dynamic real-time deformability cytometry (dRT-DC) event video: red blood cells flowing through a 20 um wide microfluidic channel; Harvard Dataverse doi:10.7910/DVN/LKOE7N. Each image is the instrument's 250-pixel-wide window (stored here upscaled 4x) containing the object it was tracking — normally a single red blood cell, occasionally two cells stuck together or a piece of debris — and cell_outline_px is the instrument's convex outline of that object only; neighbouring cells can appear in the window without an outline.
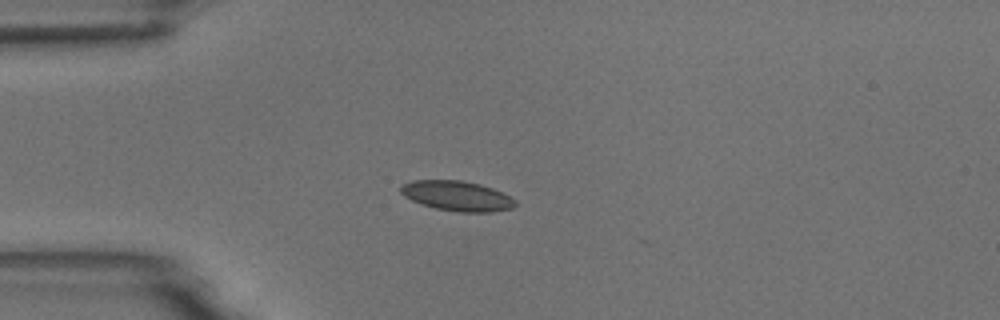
{"species": "common noctule bat (a hibernating species)", "species_latin": "Nyctalus noctula", "temperature_condition": "room temperature", "stored_images_in_passage": 6, "camera_frame_rate_fps": 3000, "um_per_image_px": 0.085, "animal": {"sex": "male", "body_mass_g": 18.8}, "frame": {"image": 1, "passage_image": 3, "time_ms": 3.0, "image_size_px": [1000, 320], "cell_outline_px": [[516, 204], [512, 208], [492, 212], [460, 212], [436, 208], [412, 200], [404, 196], [400, 192], [400, 188], [404, 184], [412, 180], [460, 180], [480, 184], [504, 192], [516, 200]], "centroid_in_image_um": [38.89, 16.65], "position_along_channel_um": 46.1, "area_um2": 19.94}}
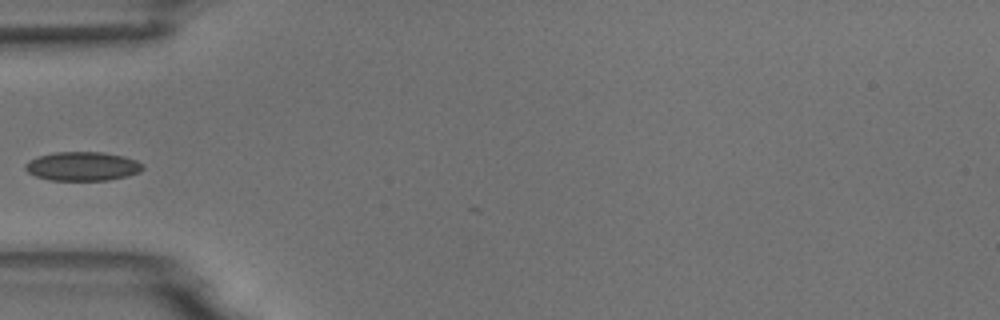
{"frame": {"image": 2, "passage_image": 4, "time_ms": 4.333, "image_size_px": [1000, 320], "cell_outline_px": [[144, 168], [140, 172], [128, 176], [108, 180], [48, 180], [36, 176], [28, 172], [24, 168], [24, 164], [28, 160], [36, 156], [56, 152], [104, 152], [124, 156], [136, 160], [144, 164]], "centroid_in_image_um": [7.01, 14.13], "position_along_channel_um": 78.0, "area_um2": 20.06}}